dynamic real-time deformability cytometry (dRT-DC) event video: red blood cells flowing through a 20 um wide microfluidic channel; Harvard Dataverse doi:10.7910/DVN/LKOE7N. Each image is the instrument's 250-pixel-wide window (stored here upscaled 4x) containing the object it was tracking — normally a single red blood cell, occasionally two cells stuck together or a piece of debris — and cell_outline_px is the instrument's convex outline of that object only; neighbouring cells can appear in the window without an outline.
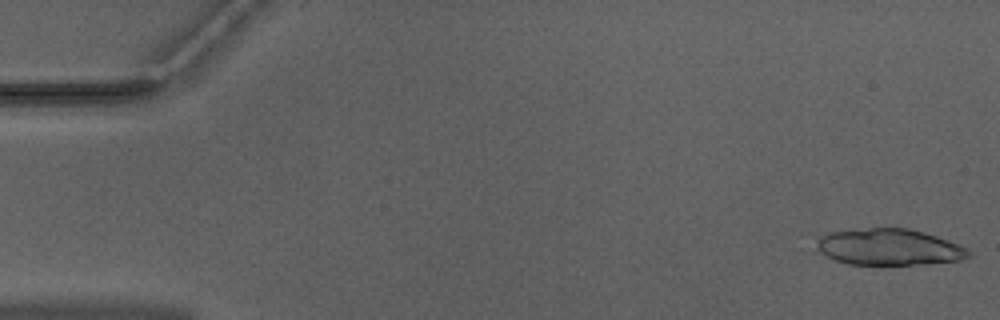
{"species": "Egyptian fruit bat (a non-hibernating species)", "species_latin": "Rousettus aegyptiacus", "temperature_condition": "warm", "stored_images_in_passage": 39, "camera_frame_rate_fps": 3000, "um_per_image_px": 0.085, "animal": {"sex": "male"}, "frame": {"image": 1, "passage_image": 1, "time_ms": 0.0, "image_size_px": [1000, 320], "cell_outline_px": [[972, 256], [964, 260], [924, 264], [880, 268], [848, 264], [836, 260], [820, 252], [816, 236], [832, 232], [868, 228], [908, 228], [924, 232], [948, 240], [972, 252]], "centroid_in_image_um": [75.59, 21.05], "position_along_channel_um": 9.4, "area_um2": 33.12}}
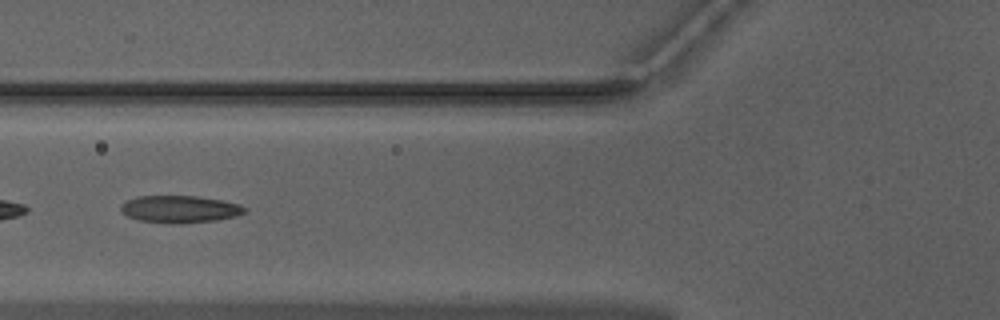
{"frame": {"image": 2, "passage_image": 20, "time_ms": 6.333, "image_size_px": [1000, 320], "cell_outline_px": [[244, 212], [236, 216], [216, 220], [184, 224], [172, 224], [140, 220], [128, 216], [120, 212], [120, 204], [124, 200], [136, 196], [196, 196], [220, 200], [240, 204], [244, 208]], "centroid_in_image_um": [15.21, 17.78], "position_along_channel_um": 110.6, "area_um2": 19.77}}
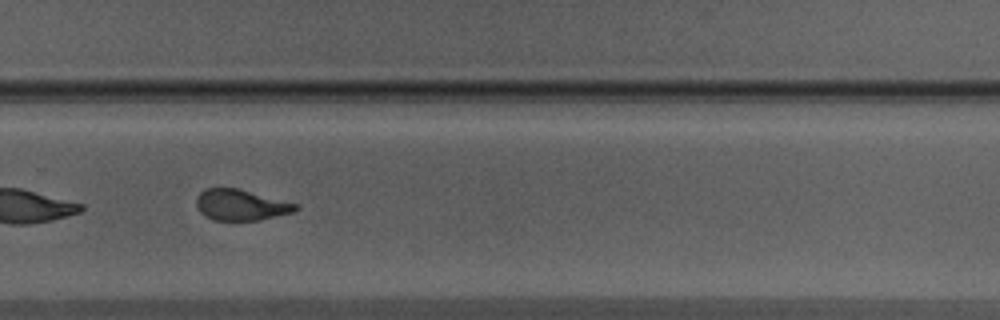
{"frame": {"image": 3, "passage_image": 35, "time_ms": 11.333, "image_size_px": [1000, 320], "cell_outline_px": [[300, 208], [292, 212], [260, 220], [212, 220], [204, 216], [200, 212], [196, 204], [196, 196], [204, 188], [236, 188], [300, 204]], "centroid_in_image_um": [20.46, 17.42], "position_along_channel_um": 309.3, "area_um2": 17.98}, "authors_computed_cell_mechanics": {"area_um2": 19.7676, "velocity_mm_per_s": 3.9788, "shape_relaxation_time_tau1_ms": 9.4311, "shape_relaxation_time_tau2_ms": 1.1926, "deformation_change_tau1": 0.2523, "deformation_change_tau2": 0.095}}